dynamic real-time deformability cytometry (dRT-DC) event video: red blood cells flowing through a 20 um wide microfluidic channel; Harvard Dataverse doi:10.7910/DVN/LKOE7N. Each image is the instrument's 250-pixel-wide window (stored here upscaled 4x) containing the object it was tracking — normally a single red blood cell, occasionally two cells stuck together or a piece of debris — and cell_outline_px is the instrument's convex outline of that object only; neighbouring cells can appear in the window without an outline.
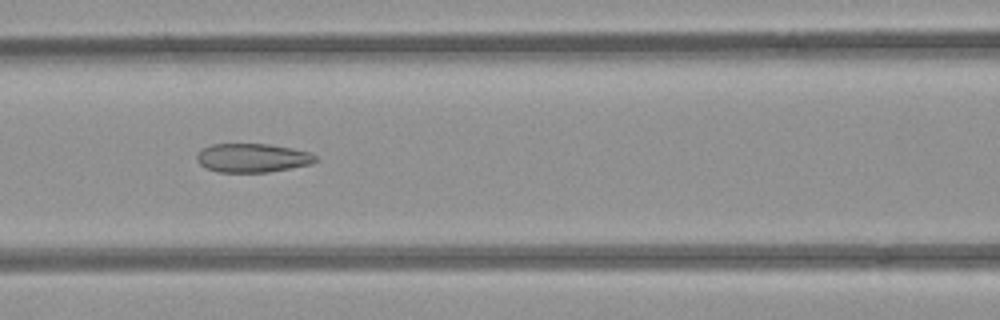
{"species": "common noctule bat (a hibernating species)", "species_latin": "Nyctalus noctula", "temperature_condition": "room temperature", "stored_images_in_passage": 53, "camera_frame_rate_fps": 3000, "um_per_image_px": 0.085, "animal": {"sex": "female", "body_mass_g": 21.9}, "frame": {"image": 1, "passage_image": 23, "time_ms": 7.333, "image_size_px": [1000, 320], "cell_outline_px": [[320, 160], [312, 164], [268, 172], [216, 172], [204, 168], [196, 160], [196, 152], [212, 144], [268, 144], [292, 148], [308, 152], [316, 156]], "centroid_in_image_um": [21.44, 13.43], "position_along_channel_um": 145.2, "area_um2": 20.11}}
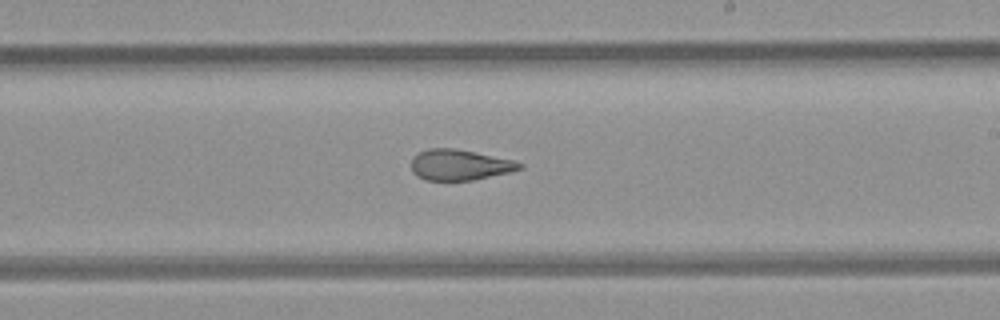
{"frame": {"image": 2, "passage_image": 31, "time_ms": 10.0, "image_size_px": [1000, 320], "cell_outline_px": [[524, 168], [508, 172], [472, 180], [424, 180], [416, 176], [412, 172], [412, 156], [428, 148], [456, 148], [512, 160], [524, 164]], "centroid_in_image_um": [39.03, 14.01], "position_along_channel_um": 250.0, "area_um2": 19.31}}
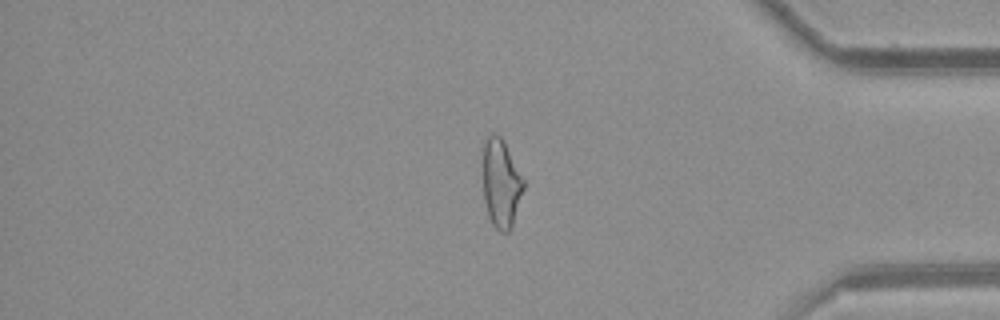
{"frame": {"image": 3, "passage_image": 44, "time_ms": 14.333, "image_size_px": [1000, 320], "cell_outline_px": [[524, 188], [512, 224], [508, 232], [500, 232], [492, 224], [488, 216], [484, 200], [484, 144], [488, 136], [500, 136], [524, 180]], "centroid_in_image_um": [42.59, 15.65], "position_along_channel_um": 392.6, "area_um2": 20.17}, "authors_computed_cell_mechanics": {"area_um2": 22.0218, "velocity_mm_per_s": 3.9336, "shape_relaxation_time_tau1_ms": null, "shape_relaxation_time_tau2_ms": 1.7096, "deformation_change_tau1": null, "deformation_change_tau2": 0.0997}}